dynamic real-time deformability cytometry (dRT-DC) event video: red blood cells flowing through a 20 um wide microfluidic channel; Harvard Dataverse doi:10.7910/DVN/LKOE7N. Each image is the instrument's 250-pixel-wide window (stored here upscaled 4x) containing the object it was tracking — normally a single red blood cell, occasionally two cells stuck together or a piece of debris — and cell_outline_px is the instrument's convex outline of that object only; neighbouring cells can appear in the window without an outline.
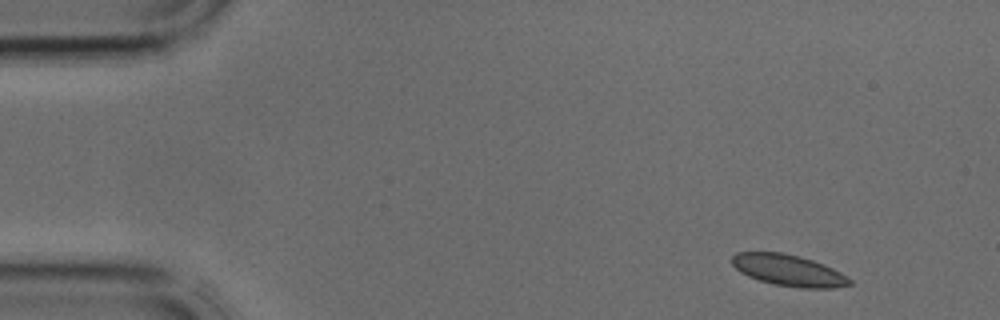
{"species": "common noctule bat (a hibernating species)", "species_latin": "Nyctalus noctula", "temperature_condition": "cold", "stored_images_in_passage": 3, "camera_frame_rate_fps": 3000, "um_per_image_px": 0.085, "animal": {"sex": "male", "body_mass_g": 17.9, "forearm_length_mm": 54.2}, "frame": {"image": 1, "passage_image": 1, "time_ms": 0.0, "image_size_px": [1000, 320], "cell_outline_px": [[852, 284], [836, 288], [800, 288], [776, 284], [760, 280], [748, 276], [740, 272], [732, 264], [732, 256], [736, 252], [784, 252], [800, 256], [824, 264], [840, 272], [852, 280]], "centroid_in_image_um": [67.04, 22.97], "position_along_channel_um": 18.0, "area_um2": 21.5}}
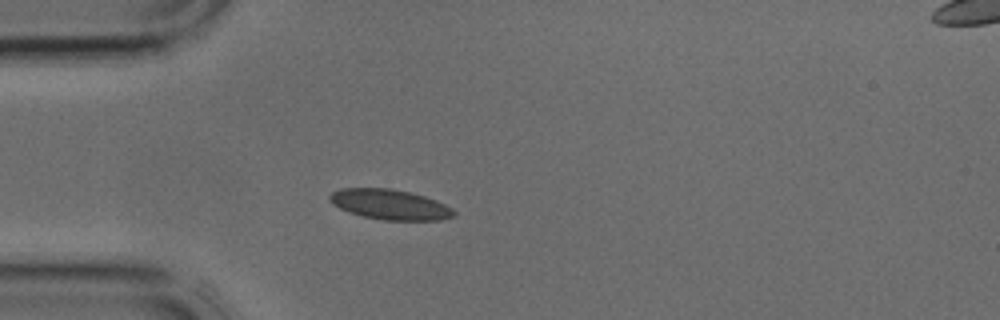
{"frame": {"image": 2, "passage_image": 3, "time_ms": 0.667, "image_size_px": [1000, 320], "cell_outline_px": [[456, 216], [440, 220], [384, 220], [364, 216], [348, 212], [332, 204], [328, 200], [328, 196], [332, 192], [340, 188], [388, 188], [408, 192], [424, 196], [436, 200], [452, 208], [456, 212]], "centroid_in_image_um": [33.13, 17.38], "position_along_channel_um": 51.9, "area_um2": 21.85}}